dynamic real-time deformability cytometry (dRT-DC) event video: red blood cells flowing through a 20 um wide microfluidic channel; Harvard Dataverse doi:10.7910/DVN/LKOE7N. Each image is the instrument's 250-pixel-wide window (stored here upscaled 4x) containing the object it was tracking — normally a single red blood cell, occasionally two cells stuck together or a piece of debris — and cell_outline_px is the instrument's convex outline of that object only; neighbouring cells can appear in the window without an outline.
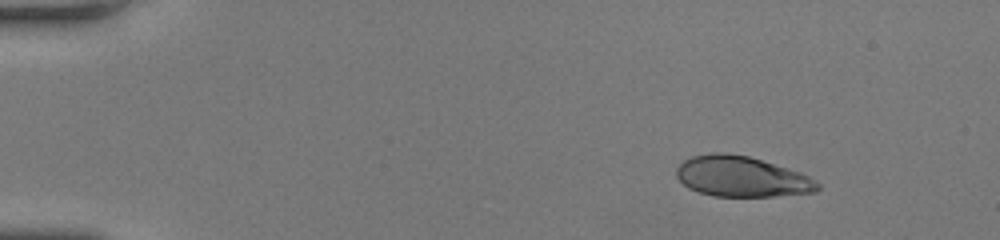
{"species": "human", "species_latin": "Homo sapiens", "temperature_condition": "room temperature", "stored_images_in_passage": 47, "camera_frame_rate_fps": 3000, "um_per_image_px": 0.085, "donor": {"sex": "female"}, "frame": {"image": 1, "passage_image": 1, "time_ms": 0.0, "image_size_px": [1000, 240], "cell_outline_px": [[820, 188], [816, 192], [776, 196], [712, 196], [688, 188], [676, 176], [676, 168], [684, 160], [692, 156], [708, 152], [724, 152], [748, 156], [800, 172], [816, 180], [820, 184]], "centroid_in_image_um": [63.03, 15.01], "position_along_channel_um": 22.0, "area_um2": 33.35}}
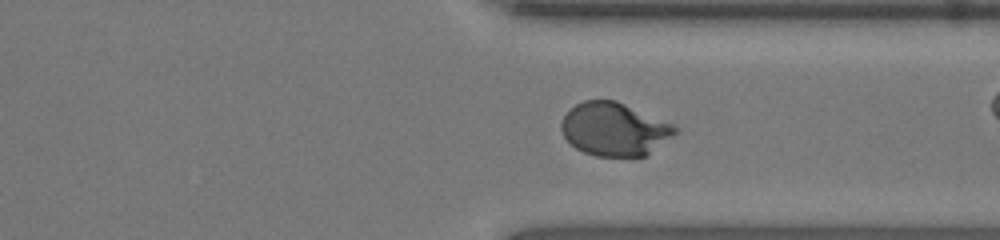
{"frame": {"image": 2, "passage_image": 35, "time_ms": 11.333, "image_size_px": [1000, 240], "cell_outline_px": [[680, 132], [648, 156], [596, 156], [584, 152], [576, 148], [564, 136], [560, 128], [560, 124], [564, 116], [576, 104], [584, 100], [616, 100], [672, 124]], "centroid_in_image_um": [52.25, 10.99], "position_along_channel_um": 359.1, "area_um2": 35.32}}
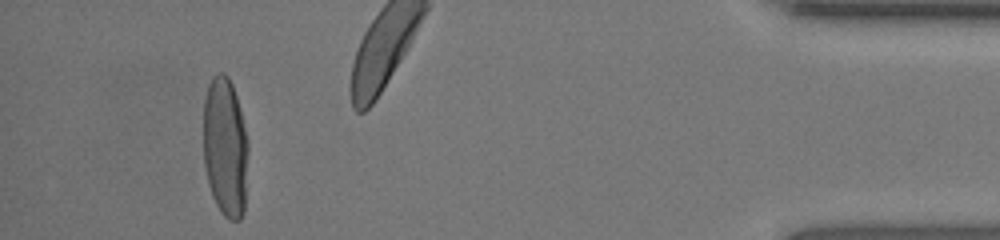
{"frame": {"image": 3, "passage_image": 44, "time_ms": 14.333, "image_size_px": [1000, 240], "cell_outline_px": [[248, 152], [244, 212], [240, 220], [228, 220], [220, 212], [212, 196], [208, 184], [204, 164], [204, 96], [208, 84], [212, 76], [216, 72], [224, 72], [228, 76], [232, 84], [240, 108], [248, 140]], "centroid_in_image_um": [19.14, 12.5], "position_along_channel_um": 416.1, "area_um2": 36.99}, "authors_computed_cell_mechanics": {"area_um2": 36.414, "velocity_mm_per_s": 3.9435, "shape_relaxation_time_tau1_ms": 4.2118, "shape_relaxation_time_tau2_ms": null, "deformation_change_tau1": 0.2357, "deformation_change_tau2": null}}